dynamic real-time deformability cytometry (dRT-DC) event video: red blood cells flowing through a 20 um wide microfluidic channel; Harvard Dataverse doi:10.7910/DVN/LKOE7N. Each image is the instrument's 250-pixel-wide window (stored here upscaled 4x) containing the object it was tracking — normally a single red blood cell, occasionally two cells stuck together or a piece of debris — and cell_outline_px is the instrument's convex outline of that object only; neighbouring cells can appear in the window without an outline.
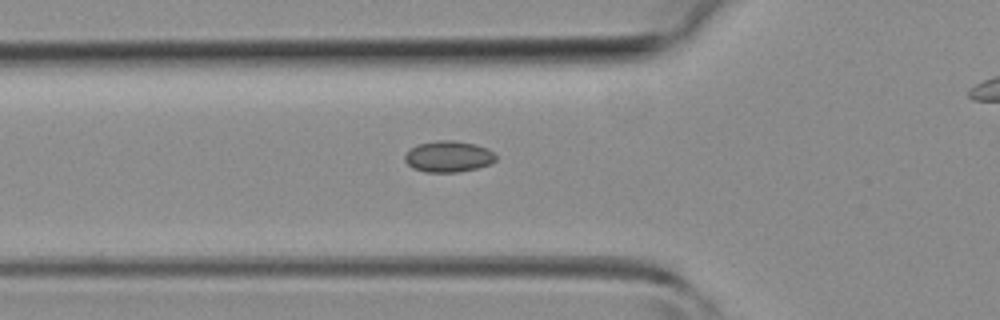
{"species": "common noctule bat (a hibernating species)", "species_latin": "Nyctalus noctula", "temperature_condition": "room temperature", "stored_images_in_passage": 37, "camera_frame_rate_fps": 3000, "um_per_image_px": 0.085, "animal": {"sex": "female", "body_mass_g": 19.3, "forearm_length_mm": 54.1}, "frame": {"image": 1, "passage_image": 14, "time_ms": 4.333, "image_size_px": [1000, 320], "cell_outline_px": [[496, 160], [492, 164], [476, 168], [456, 172], [424, 172], [412, 168], [404, 160], [404, 156], [416, 144], [436, 140], [452, 140], [476, 144], [488, 148], [496, 156]], "centroid_in_image_um": [38.12, 13.3], "position_along_channel_um": 87.7, "area_um2": 16.65}}
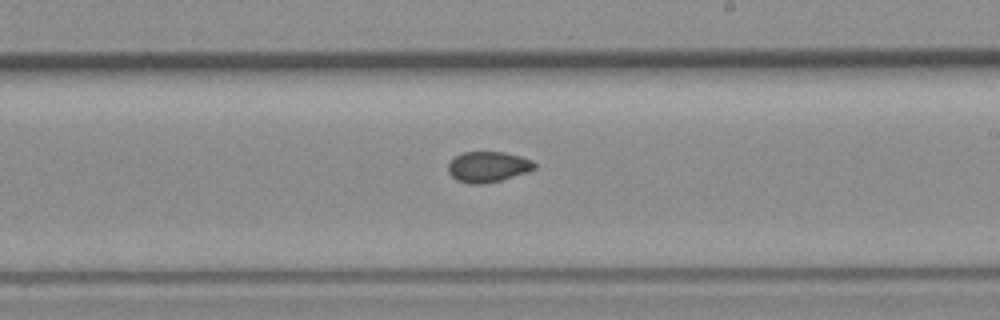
{"frame": {"image": 2, "passage_image": 24, "time_ms": 7.667, "image_size_px": [1000, 320], "cell_outline_px": [[536, 168], [528, 172], [500, 180], [484, 184], [468, 184], [456, 180], [448, 172], [448, 164], [456, 156], [464, 152], [504, 152], [520, 156], [532, 160], [536, 164]], "centroid_in_image_um": [41.48, 14.19], "position_along_channel_um": 247.5, "area_um2": 15.43}}
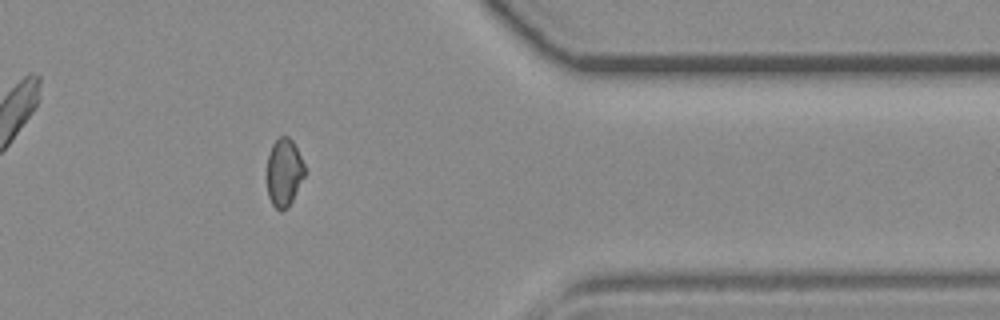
{"frame": {"image": 3, "passage_image": 34, "time_ms": 11.0, "image_size_px": [1000, 320], "cell_outline_px": [[304, 176], [288, 208], [280, 212], [272, 204], [268, 196], [268, 152], [272, 144], [280, 136], [288, 136], [292, 140], [304, 164]], "centroid_in_image_um": [24.13, 14.66], "position_along_channel_um": 387.3, "area_um2": 14.74}}